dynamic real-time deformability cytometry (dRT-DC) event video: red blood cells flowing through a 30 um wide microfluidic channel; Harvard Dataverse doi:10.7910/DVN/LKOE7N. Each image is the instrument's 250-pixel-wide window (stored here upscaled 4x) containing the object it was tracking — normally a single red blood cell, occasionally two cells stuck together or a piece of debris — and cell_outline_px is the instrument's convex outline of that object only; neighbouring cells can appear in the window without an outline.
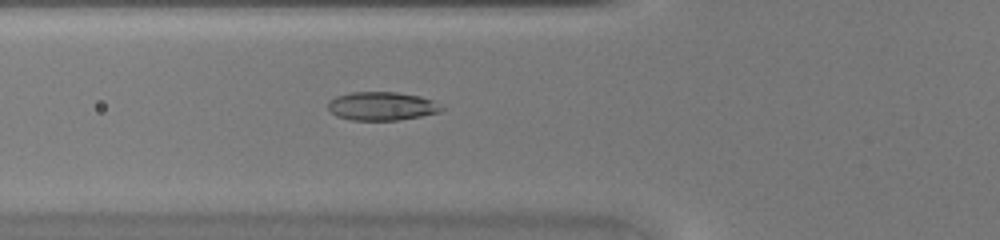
{"species": "common noctule bat (a hibernating species)", "species_latin": "Nyctalus noctula", "temperature_condition": "warm", "stored_images_in_passage": 34, "camera_frame_rate_fps": 3000, "um_per_image_px": 0.085, "animal": {"sex": "female", "body_mass_g": 20.0, "forearm_length_mm": 54.0}, "frame": {"image": 1, "passage_image": 6, "time_ms": 1.667, "image_size_px": [1000, 240], "cell_outline_px": [[444, 108], [440, 112], [420, 116], [396, 120], [352, 120], [336, 116], [328, 108], [328, 100], [336, 96], [352, 92], [396, 92], [420, 96], [432, 100]], "centroid_in_image_um": [32.43, 9.01], "position_along_channel_um": 93.4, "area_um2": 18.79}}
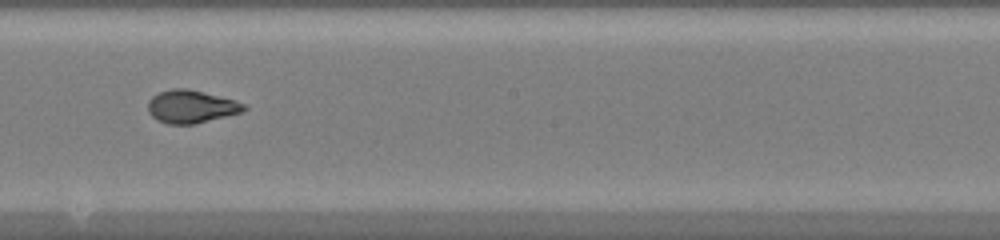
{"frame": {"image": 2, "passage_image": 15, "time_ms": 4.667, "image_size_px": [1000, 240], "cell_outline_px": [[248, 108], [240, 112], [196, 124], [168, 124], [156, 120], [148, 112], [148, 100], [152, 96], [160, 92], [172, 88], [188, 88], [232, 100], [244, 104]], "centroid_in_image_um": [16.19, 9.06], "position_along_channel_um": 232.0, "area_um2": 18.21}}
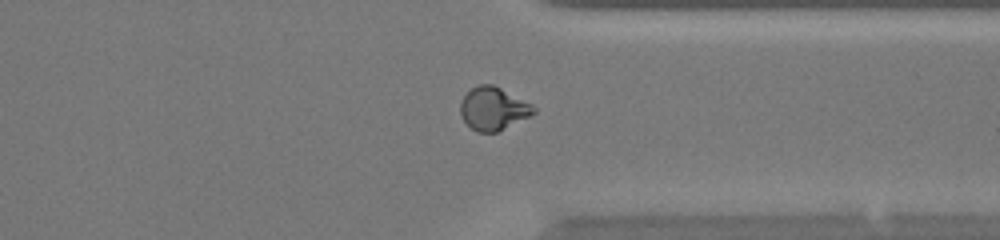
{"frame": {"image": 3, "passage_image": 24, "time_ms": 7.667, "image_size_px": [1000, 240], "cell_outline_px": [[536, 112], [496, 132], [476, 132], [464, 120], [460, 112], [460, 104], [464, 96], [472, 88], [480, 84], [492, 84], [532, 104], [536, 108]], "centroid_in_image_um": [41.91, 9.23], "position_along_channel_um": 369.5, "area_um2": 17.92}}